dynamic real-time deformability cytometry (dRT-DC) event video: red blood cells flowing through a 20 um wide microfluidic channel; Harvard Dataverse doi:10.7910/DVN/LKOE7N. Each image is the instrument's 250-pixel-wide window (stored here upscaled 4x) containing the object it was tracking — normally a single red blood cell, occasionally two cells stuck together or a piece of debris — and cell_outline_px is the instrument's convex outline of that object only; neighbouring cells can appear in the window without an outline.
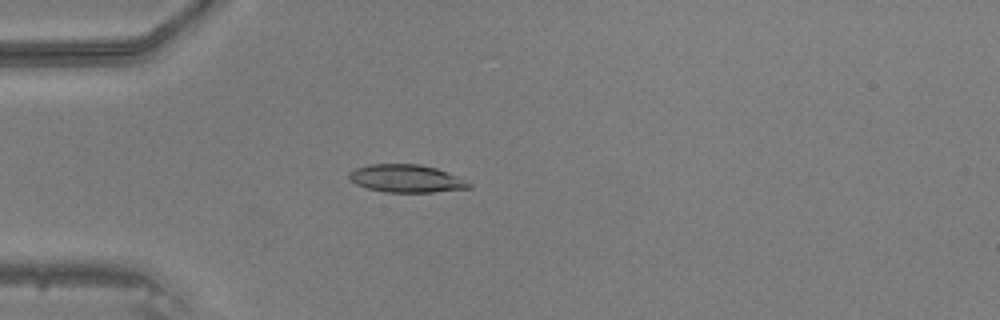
{"species": "common noctule bat (a hibernating species)", "species_latin": "Nyctalus noctula", "temperature_condition": "warm", "stored_images_in_passage": 40, "camera_frame_rate_fps": 3000, "um_per_image_px": 0.085, "animal": {"sex": "male", "body_mass_g": 20.5, "forearm_length_mm": 52.5}, "frame": {"image": 1, "passage_image": 6, "time_ms": 1.667, "image_size_px": [1000, 320], "cell_outline_px": [[472, 188], [432, 192], [384, 192], [368, 188], [356, 184], [348, 180], [348, 172], [356, 168], [368, 164], [420, 164], [436, 168], [448, 172], [472, 184]], "centroid_in_image_um": [34.51, 15.17], "position_along_channel_um": 50.5, "area_um2": 19.48}}
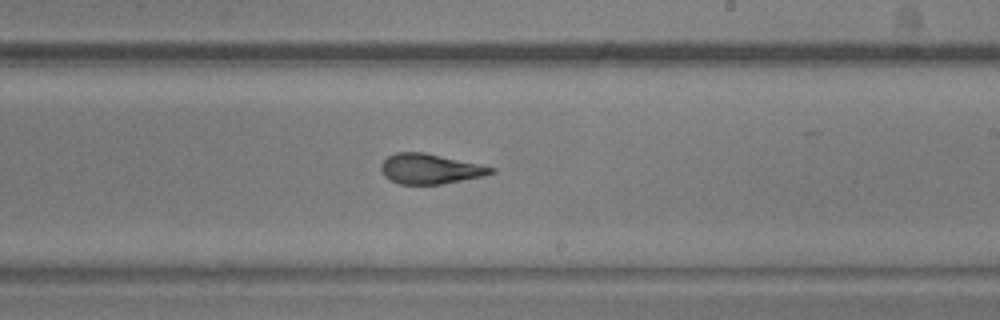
{"frame": {"image": 2, "passage_image": 21, "time_ms": 6.667, "image_size_px": [1000, 320], "cell_outline_px": [[496, 172], [484, 176], [440, 184], [400, 184], [384, 176], [380, 168], [380, 164], [388, 156], [396, 152], [424, 152], [496, 168]], "centroid_in_image_um": [36.55, 14.35], "position_along_channel_um": 252.5, "area_um2": 19.13}}
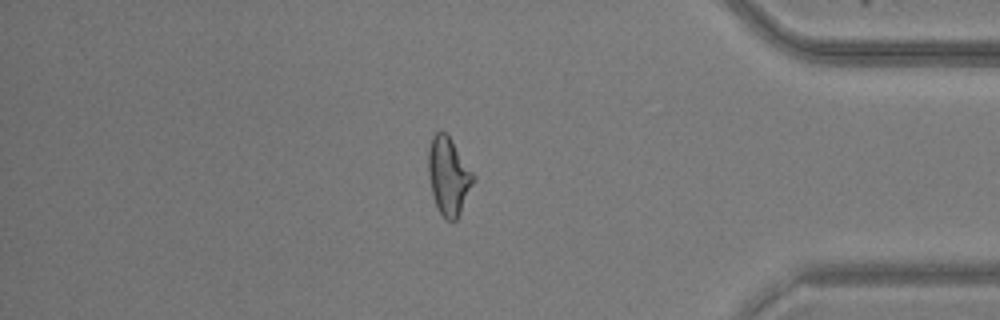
{"frame": {"image": 3, "passage_image": 33, "time_ms": 10.667, "image_size_px": [1000, 320], "cell_outline_px": [[476, 176], [460, 212], [456, 220], [448, 220], [440, 212], [436, 204], [432, 192], [428, 172], [428, 148], [432, 136], [440, 128], [448, 136]], "centroid_in_image_um": [38.11, 14.92], "position_along_channel_um": 397.1, "area_um2": 19.94}}